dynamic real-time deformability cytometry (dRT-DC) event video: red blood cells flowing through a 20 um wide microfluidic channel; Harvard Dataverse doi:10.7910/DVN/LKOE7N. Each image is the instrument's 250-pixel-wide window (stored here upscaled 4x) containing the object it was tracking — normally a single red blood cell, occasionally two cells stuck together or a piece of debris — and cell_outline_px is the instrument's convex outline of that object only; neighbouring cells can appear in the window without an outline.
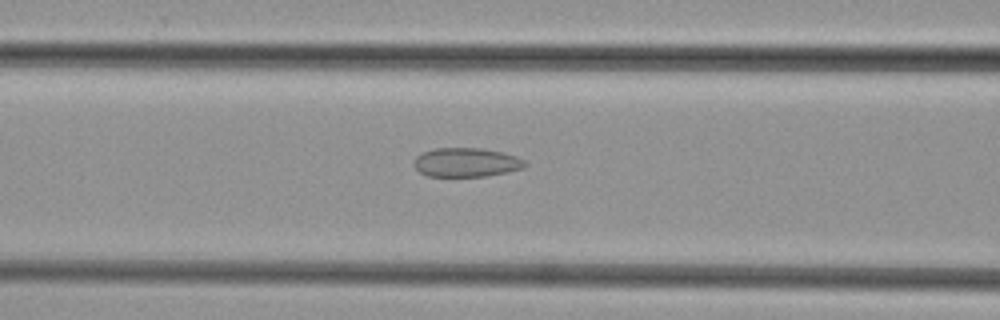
{"species": "common noctule bat (a hibernating species)", "species_latin": "Nyctalus noctula", "temperature_condition": "cold", "stored_images_in_passage": 42, "camera_frame_rate_fps": 3000, "um_per_image_px": 0.085, "animal": {"sex": "female", "body_mass_g": 29.2, "forearm_length_mm": 56.3}, "frame": {"image": 1, "passage_image": 14, "time_ms": 4.333, "image_size_px": [1000, 320], "cell_outline_px": [[528, 164], [524, 168], [488, 176], [428, 176], [420, 172], [412, 164], [412, 160], [416, 156], [424, 152], [436, 148], [484, 148], [504, 152], [516, 156], [524, 160]], "centroid_in_image_um": [39.64, 13.79], "position_along_channel_um": 127.0, "area_um2": 18.96}}
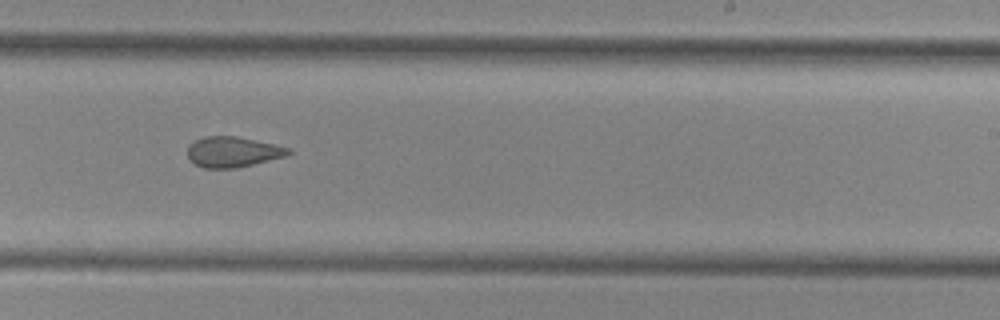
{"frame": {"image": 2, "passage_image": 24, "time_ms": 7.667, "image_size_px": [1000, 320], "cell_outline_px": [[292, 152], [284, 156], [236, 168], [204, 168], [196, 164], [188, 156], [188, 144], [204, 136], [240, 136], [276, 144], [292, 148]], "centroid_in_image_um": [19.81, 12.89], "position_along_channel_um": 269.2, "area_um2": 17.92}}
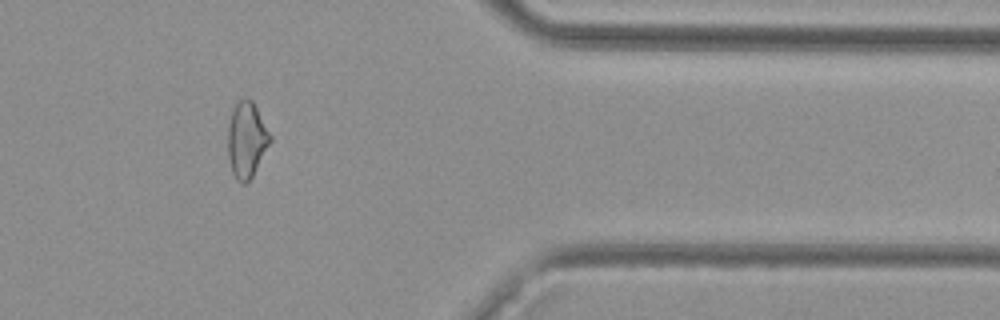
{"frame": {"image": 3, "passage_image": 34, "time_ms": 11.0, "image_size_px": [1000, 320], "cell_outline_px": [[272, 140], [252, 176], [244, 184], [236, 180], [232, 172], [228, 156], [228, 124], [232, 112], [236, 104], [244, 96], [248, 96], [252, 100], [272, 136]], "centroid_in_image_um": [20.96, 11.86], "position_along_channel_um": 390.4, "area_um2": 18.61}}